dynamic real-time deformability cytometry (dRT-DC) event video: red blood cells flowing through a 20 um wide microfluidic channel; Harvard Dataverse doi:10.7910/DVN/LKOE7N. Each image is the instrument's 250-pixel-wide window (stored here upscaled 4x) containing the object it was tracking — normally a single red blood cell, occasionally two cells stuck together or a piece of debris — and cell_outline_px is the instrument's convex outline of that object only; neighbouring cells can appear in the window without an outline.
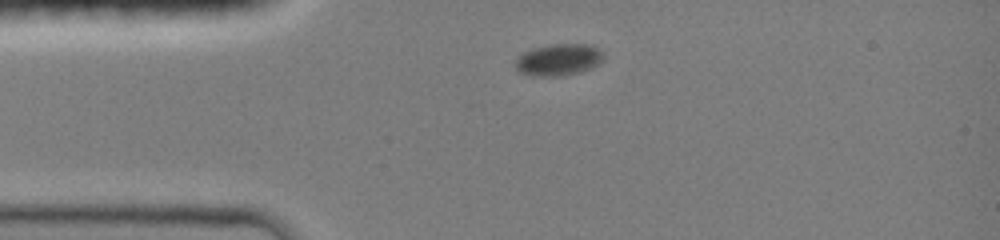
{"species": "common noctule bat (a hibernating species)", "species_latin": "Nyctalus noctula", "temperature_condition": "room temperature", "stored_images_in_passage": 5, "camera_frame_rate_fps": 3000, "um_per_image_px": 0.085, "animal": {"sex": "female", "body_mass_g": 19.0, "forearm_length_mm": 51.5}, "frame": {"image": 1, "passage_image": 1, "time_ms": 0.0, "image_size_px": [1000, 240], "cell_outline_px": [[604, 60], [592, 68], [580, 72], [560, 76], [532, 76], [520, 72], [516, 68], [516, 56], [532, 48], [548, 44], [592, 44], [604, 52]], "centroid_in_image_um": [47.51, 5.06], "position_along_channel_um": 37.5, "area_um2": 16.65}}
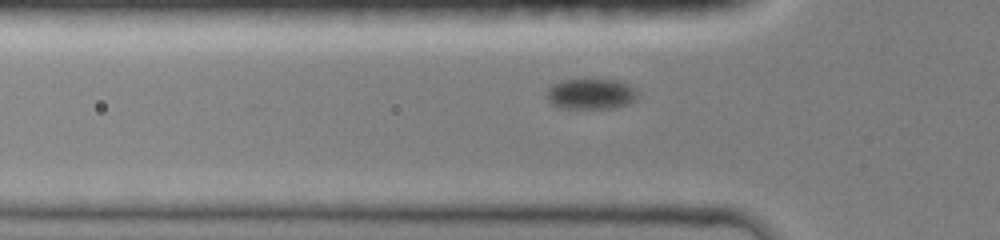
{"frame": {"image": 2, "passage_image": 4, "time_ms": 1.667, "image_size_px": [1000, 240], "cell_outline_px": [[640, 92], [636, 100], [612, 108], [568, 108], [552, 104], [548, 96], [548, 88], [552, 84], [560, 80], [584, 76], [616, 80], [628, 84], [636, 88]], "centroid_in_image_um": [50.26, 7.91], "position_along_channel_um": 75.5, "area_um2": 16.82}}